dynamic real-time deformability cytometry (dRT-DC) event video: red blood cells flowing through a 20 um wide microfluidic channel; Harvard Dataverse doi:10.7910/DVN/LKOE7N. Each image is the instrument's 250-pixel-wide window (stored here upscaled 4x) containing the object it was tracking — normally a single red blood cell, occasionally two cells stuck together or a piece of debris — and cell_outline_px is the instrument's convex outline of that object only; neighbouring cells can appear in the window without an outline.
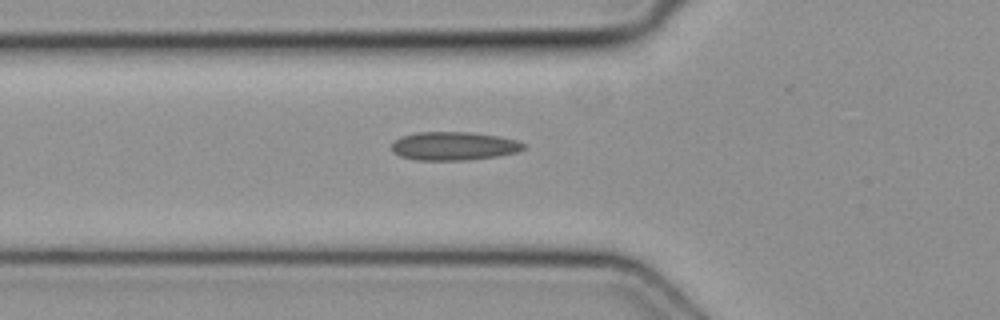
{"species": "common noctule bat (a hibernating species)", "species_latin": "Nyctalus noctula", "temperature_condition": "cold", "stored_images_in_passage": 30, "camera_frame_rate_fps": 3000, "um_per_image_px": 0.085, "animal": {"sex": "female", "body_mass_g": 19.3, "forearm_length_mm": 54.1}, "frame": {"image": 1, "passage_image": 2, "time_ms": 0.333, "image_size_px": [1000, 320], "cell_outline_px": [[524, 148], [516, 152], [496, 156], [468, 160], [416, 160], [400, 156], [392, 152], [392, 144], [400, 136], [416, 132], [472, 132], [500, 136], [516, 140], [524, 144]], "centroid_in_image_um": [38.54, 12.41], "position_along_channel_um": 87.3, "area_um2": 21.91}}
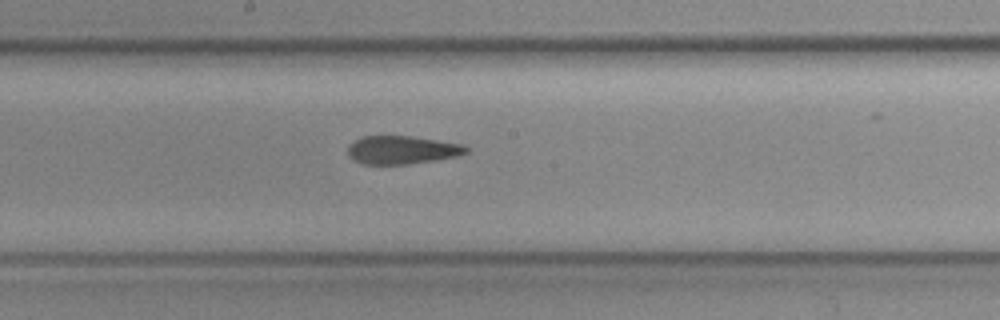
{"frame": {"image": 2, "passage_image": 11, "time_ms": 3.333, "image_size_px": [1000, 320], "cell_outline_px": [[468, 152], [460, 156], [436, 160], [408, 164], [364, 164], [348, 156], [348, 144], [360, 136], [412, 136], [460, 144], [468, 148]], "centroid_in_image_um": [34.15, 12.74], "position_along_channel_um": 214.0, "area_um2": 19.48}}
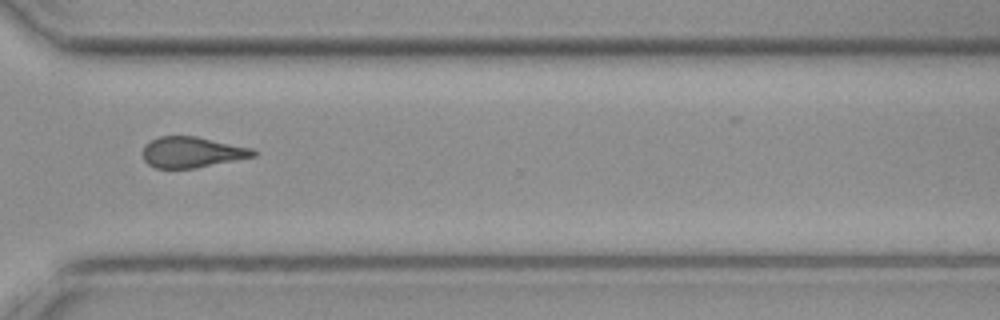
{"frame": {"image": 3, "passage_image": 21, "time_ms": 6.667, "image_size_px": [1000, 320], "cell_outline_px": [[256, 156], [196, 168], [156, 168], [148, 164], [144, 160], [144, 144], [160, 136], [196, 136], [252, 148], [256, 152]], "centroid_in_image_um": [16.32, 12.94], "position_along_channel_um": 354.3, "area_um2": 19.71}}